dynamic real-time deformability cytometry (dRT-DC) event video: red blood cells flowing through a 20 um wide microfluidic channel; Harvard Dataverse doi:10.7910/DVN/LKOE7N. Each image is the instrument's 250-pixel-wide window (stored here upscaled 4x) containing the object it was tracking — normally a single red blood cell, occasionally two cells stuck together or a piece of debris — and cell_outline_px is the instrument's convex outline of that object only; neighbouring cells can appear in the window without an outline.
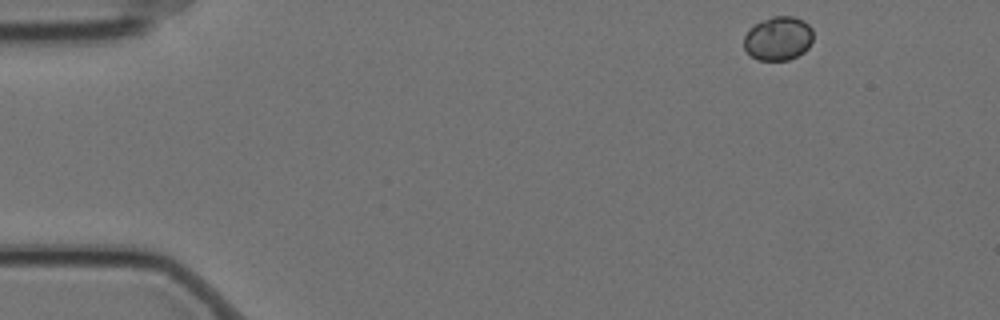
{"species": "Egyptian fruit bat (a non-hibernating species)", "species_latin": "Rousettus aegyptiacus", "temperature_condition": "cold", "stored_images_in_passage": 3, "camera_frame_rate_fps": 3000, "um_per_image_px": 0.085, "animal": {"sex": "female"}, "frame": {"image": 1, "passage_image": 1, "time_ms": 0.0, "image_size_px": [1000, 320], "cell_outline_px": [[812, 40], [808, 48], [804, 52], [788, 60], [760, 60], [752, 56], [744, 48], [744, 36], [756, 24], [772, 16], [792, 16], [804, 20], [812, 28]], "centroid_in_image_um": [66.17, 3.27], "position_along_channel_um": 18.8, "area_um2": 17.51}}
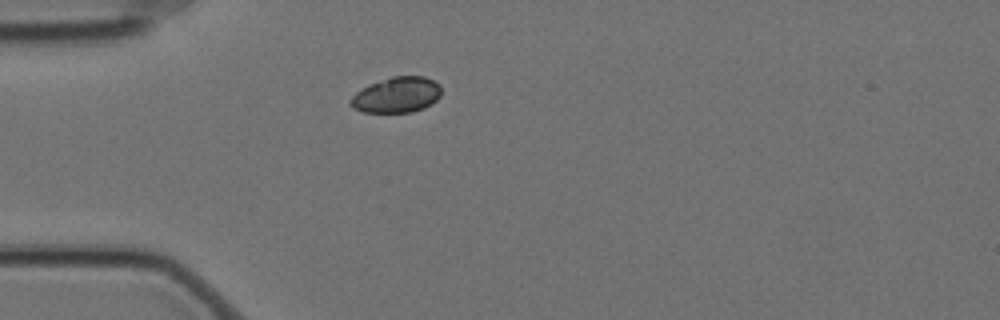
{"frame": {"image": 2, "passage_image": 3, "time_ms": 0.667, "image_size_px": [1000, 320], "cell_outline_px": [[440, 96], [432, 104], [424, 108], [412, 112], [364, 112], [352, 108], [348, 104], [348, 100], [356, 92], [368, 84], [392, 76], [424, 76], [440, 84]], "centroid_in_image_um": [33.69, 8.07], "position_along_channel_um": 51.3, "area_um2": 19.02}}